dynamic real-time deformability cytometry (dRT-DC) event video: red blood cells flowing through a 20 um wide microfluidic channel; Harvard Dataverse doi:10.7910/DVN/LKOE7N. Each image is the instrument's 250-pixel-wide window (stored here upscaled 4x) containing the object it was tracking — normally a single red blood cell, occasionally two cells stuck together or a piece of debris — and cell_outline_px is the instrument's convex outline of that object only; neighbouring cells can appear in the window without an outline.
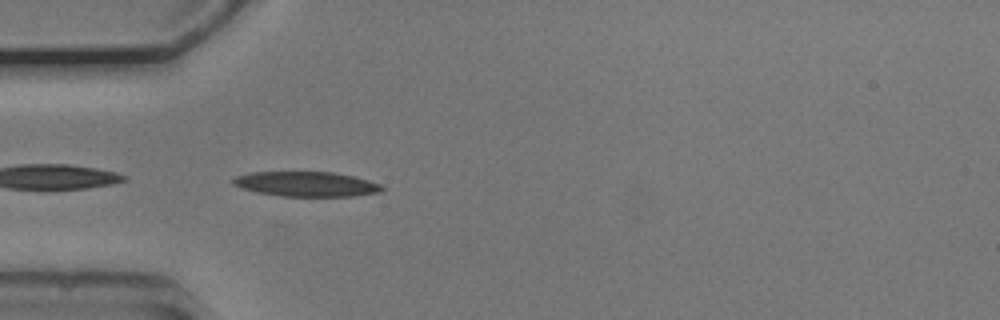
{"species": "common noctule bat (a hibernating species)", "species_latin": "Nyctalus noctula", "temperature_condition": "cold", "stored_images_in_passage": 39, "camera_frame_rate_fps": 3000, "um_per_image_px": 0.085, "animal": {"sex": "male", "body_mass_g": 20.5, "forearm_length_mm": 52.5}, "frame": {"image": 1, "passage_image": 1, "time_ms": 0.0, "image_size_px": [1000, 320], "cell_outline_px": [[384, 188], [380, 192], [352, 196], [280, 196], [256, 192], [232, 184], [232, 180], [236, 176], [252, 172], [332, 172], [352, 176], [368, 180], [380, 184]], "centroid_in_image_um": [26.03, 15.64], "position_along_channel_um": 59.0, "area_um2": 21.39}}
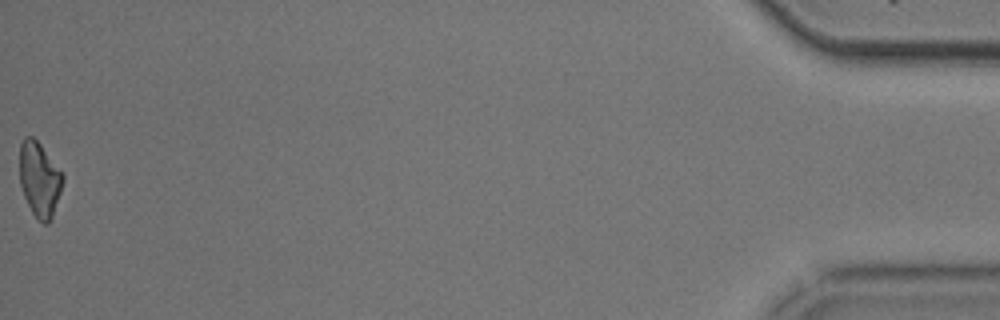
{"frame": {"image": 2, "passage_image": 39, "time_ms": 12.667, "image_size_px": [1000, 320], "cell_outline_px": [[64, 180], [52, 216], [48, 224], [44, 224], [36, 220], [24, 196], [20, 184], [20, 144], [24, 136], [32, 136], [40, 144], [64, 172]], "centroid_in_image_um": [3.37, 15.23], "position_along_channel_um": 431.8, "area_um2": 18.96}, "authors_computed_cell_mechanics": {"area_um2": 20.5768, "velocity_mm_per_s": 3.749, "shape_relaxation_time_tau1_ms": 10.112, "shape_relaxation_time_tau2_ms": 5.8612, "deformation_change_tau1": 0.2207, "deformation_change_tau2": 0.1878}}